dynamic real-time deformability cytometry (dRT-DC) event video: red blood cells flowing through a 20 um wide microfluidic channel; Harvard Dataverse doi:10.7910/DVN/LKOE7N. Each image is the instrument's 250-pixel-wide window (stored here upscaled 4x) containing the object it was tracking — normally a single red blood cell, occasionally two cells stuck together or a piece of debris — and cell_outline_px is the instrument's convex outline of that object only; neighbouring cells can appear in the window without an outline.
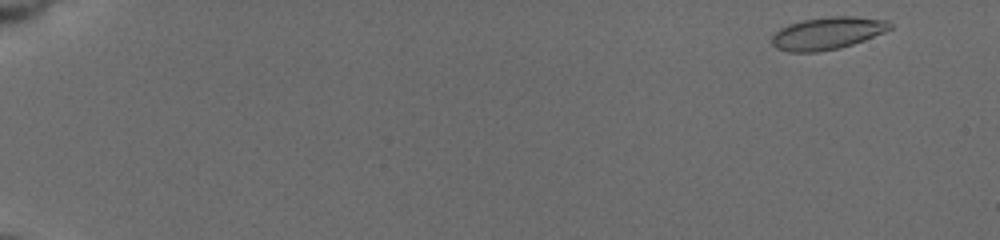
{"species": "common noctule bat (a hibernating species)", "species_latin": "Nyctalus noctula", "temperature_condition": "cold", "stored_images_in_passage": 55, "camera_frame_rate_fps": 3000, "um_per_image_px": 0.085, "animal": {"sex": "female", "body_mass_g": 19.5, "forearm_length_mm": 54.1}, "frame": {"image": 1, "passage_image": 2, "time_ms": 0.333, "image_size_px": [1000, 240], "cell_outline_px": [[892, 28], [884, 32], [864, 40], [840, 48], [816, 52], [788, 52], [776, 48], [772, 44], [772, 36], [780, 28], [788, 24], [804, 20], [828, 16], [852, 16], [888, 20], [892, 24]], "centroid_in_image_um": [70.33, 2.82], "position_along_channel_um": 14.7, "area_um2": 22.31}}
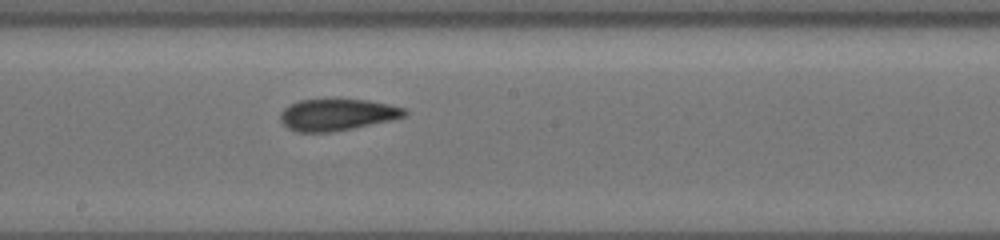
{"frame": {"image": 2, "passage_image": 32, "time_ms": 10.333, "image_size_px": [1000, 240], "cell_outline_px": [[408, 112], [404, 116], [392, 120], [352, 128], [328, 132], [300, 132], [288, 128], [280, 120], [280, 112], [284, 108], [300, 100], [368, 100], [388, 104], [404, 108]], "centroid_in_image_um": [28.65, 9.75], "position_along_channel_um": 219.5, "area_um2": 22.54}}
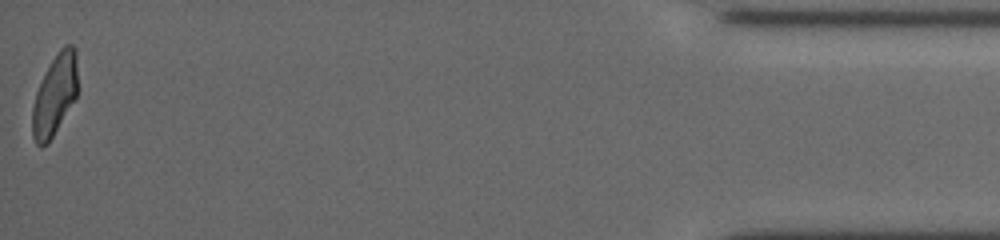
{"frame": {"image": 3, "passage_image": 55, "time_ms": 18.0, "image_size_px": [1000, 240], "cell_outline_px": [[76, 96], [48, 144], [40, 148], [36, 144], [32, 136], [32, 108], [36, 92], [52, 60], [60, 48], [64, 44], [72, 44], [76, 48]], "centroid_in_image_um": [4.63, 8.09], "position_along_channel_um": 430.6, "area_um2": 20.98}, "authors_computed_cell_mechanics": {"area_um2": 22.3686, "velocity_mm_per_s": 3.753, "shape_relaxation_time_tau1_ms": null, "shape_relaxation_time_tau2_ms": 2.3071, "deformation_change_tau1": null, "deformation_change_tau2": 0.089}}